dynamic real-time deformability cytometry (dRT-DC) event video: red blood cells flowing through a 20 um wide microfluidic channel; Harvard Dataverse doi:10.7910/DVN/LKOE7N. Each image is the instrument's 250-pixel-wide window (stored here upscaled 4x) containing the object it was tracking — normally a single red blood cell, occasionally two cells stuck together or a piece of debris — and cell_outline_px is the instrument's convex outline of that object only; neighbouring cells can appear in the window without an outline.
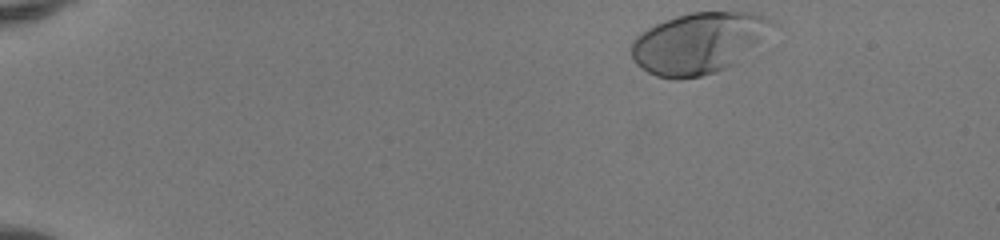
{"species": "human", "species_latin": "Homo sapiens", "temperature_condition": "room temperature", "stored_images_in_passage": 44, "camera_frame_rate_fps": 3000, "um_per_image_px": 0.085, "donor": {"sex": "female"}, "frame": {"image": 1, "passage_image": 1, "time_ms": 0.0, "image_size_px": [1000, 240], "cell_outline_px": [[780, 24], [736, 64], [716, 72], [700, 76], [676, 80], [656, 76], [648, 72], [636, 64], [632, 56], [632, 40], [636, 36], [648, 28], [664, 20], [676, 16], [692, 12], [752, 12], [764, 16]], "centroid_in_image_um": [59.43, 3.65], "position_along_channel_um": 25.6, "area_um2": 50.52}}
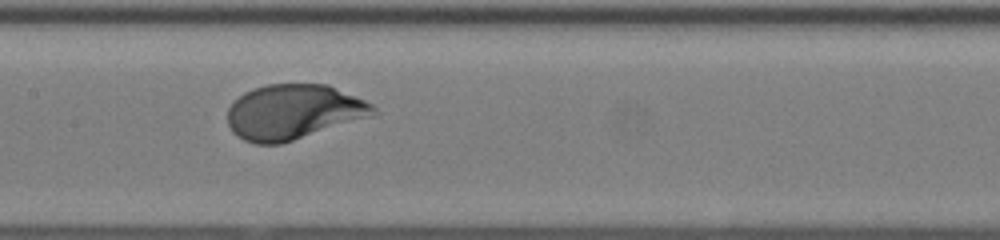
{"frame": {"image": 2, "passage_image": 21, "time_ms": 6.667, "image_size_px": [1000, 240], "cell_outline_px": [[380, 112], [372, 116], [280, 144], [256, 144], [244, 140], [232, 132], [228, 124], [228, 108], [244, 92], [252, 88], [268, 84], [328, 84], [364, 100], [372, 104]], "centroid_in_image_um": [24.95, 9.51], "position_along_channel_um": 182.5, "area_um2": 46.59}}
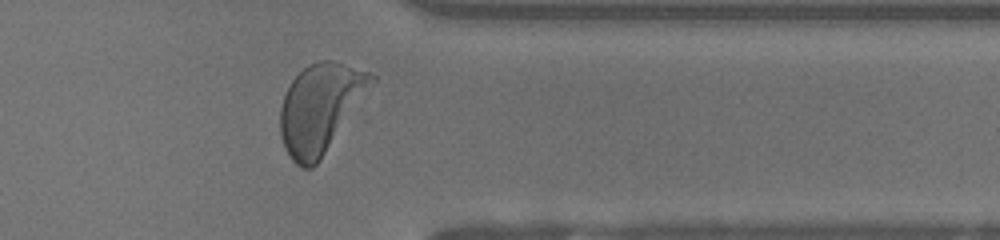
{"frame": {"image": 3, "passage_image": 36, "time_ms": 11.667, "image_size_px": [1000, 240], "cell_outline_px": [[376, 80], [320, 160], [312, 168], [300, 168], [292, 160], [284, 148], [280, 136], [280, 108], [284, 96], [292, 80], [308, 64], [320, 60], [332, 60], [368, 72], [376, 76]], "centroid_in_image_um": [27.2, 9.19], "position_along_channel_um": 384.2, "area_um2": 46.7}, "authors_computed_cell_mechanics": {"area_um2": 46.0377, "velocity_mm_per_s": 4.0924, "shape_relaxation_time_tau1_ms": 2.1254, "shape_relaxation_time_tau2_ms": null, "deformation_change_tau1": 0.1758, "deformation_change_tau2": null}}